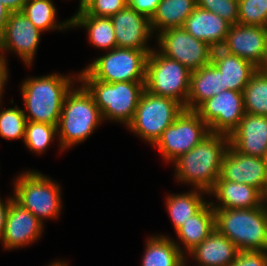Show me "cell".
<instances>
[{"instance_id": "cell-1", "label": "cell", "mask_w": 267, "mask_h": 266, "mask_svg": "<svg viewBox=\"0 0 267 266\" xmlns=\"http://www.w3.org/2000/svg\"><path fill=\"white\" fill-rule=\"evenodd\" d=\"M229 145V136L210 133L193 149L172 161L177 181L209 192L220 177Z\"/></svg>"}, {"instance_id": "cell-2", "label": "cell", "mask_w": 267, "mask_h": 266, "mask_svg": "<svg viewBox=\"0 0 267 266\" xmlns=\"http://www.w3.org/2000/svg\"><path fill=\"white\" fill-rule=\"evenodd\" d=\"M75 77L57 73L29 77L22 82L21 93L27 121L58 126L66 94L72 89Z\"/></svg>"}, {"instance_id": "cell-3", "label": "cell", "mask_w": 267, "mask_h": 266, "mask_svg": "<svg viewBox=\"0 0 267 266\" xmlns=\"http://www.w3.org/2000/svg\"><path fill=\"white\" fill-rule=\"evenodd\" d=\"M77 81L93 96L104 120H115L128 126L136 112L145 82L106 83L93 79L82 70Z\"/></svg>"}, {"instance_id": "cell-4", "label": "cell", "mask_w": 267, "mask_h": 266, "mask_svg": "<svg viewBox=\"0 0 267 266\" xmlns=\"http://www.w3.org/2000/svg\"><path fill=\"white\" fill-rule=\"evenodd\" d=\"M215 229L236 245L239 251H267V211L213 208Z\"/></svg>"}, {"instance_id": "cell-5", "label": "cell", "mask_w": 267, "mask_h": 266, "mask_svg": "<svg viewBox=\"0 0 267 266\" xmlns=\"http://www.w3.org/2000/svg\"><path fill=\"white\" fill-rule=\"evenodd\" d=\"M103 118L93 96L81 84L66 94L57 126L60 150L86 140Z\"/></svg>"}, {"instance_id": "cell-6", "label": "cell", "mask_w": 267, "mask_h": 266, "mask_svg": "<svg viewBox=\"0 0 267 266\" xmlns=\"http://www.w3.org/2000/svg\"><path fill=\"white\" fill-rule=\"evenodd\" d=\"M14 201L30 211L41 222L58 218L61 209V188L39 171H25L14 181Z\"/></svg>"}, {"instance_id": "cell-7", "label": "cell", "mask_w": 267, "mask_h": 266, "mask_svg": "<svg viewBox=\"0 0 267 266\" xmlns=\"http://www.w3.org/2000/svg\"><path fill=\"white\" fill-rule=\"evenodd\" d=\"M191 71L180 62L152 50L146 63L145 90L151 94L172 98L187 109Z\"/></svg>"}, {"instance_id": "cell-8", "label": "cell", "mask_w": 267, "mask_h": 266, "mask_svg": "<svg viewBox=\"0 0 267 266\" xmlns=\"http://www.w3.org/2000/svg\"><path fill=\"white\" fill-rule=\"evenodd\" d=\"M185 107L178 101L157 96L144 90L136 108L130 131L155 145L163 131L182 113Z\"/></svg>"}, {"instance_id": "cell-9", "label": "cell", "mask_w": 267, "mask_h": 266, "mask_svg": "<svg viewBox=\"0 0 267 266\" xmlns=\"http://www.w3.org/2000/svg\"><path fill=\"white\" fill-rule=\"evenodd\" d=\"M151 51L116 47L92 61L84 70L93 79L106 83L145 82L146 63Z\"/></svg>"}, {"instance_id": "cell-10", "label": "cell", "mask_w": 267, "mask_h": 266, "mask_svg": "<svg viewBox=\"0 0 267 266\" xmlns=\"http://www.w3.org/2000/svg\"><path fill=\"white\" fill-rule=\"evenodd\" d=\"M210 134L209 126L195 110L184 109L162 133L154 146L167 162L187 153Z\"/></svg>"}, {"instance_id": "cell-11", "label": "cell", "mask_w": 267, "mask_h": 266, "mask_svg": "<svg viewBox=\"0 0 267 266\" xmlns=\"http://www.w3.org/2000/svg\"><path fill=\"white\" fill-rule=\"evenodd\" d=\"M156 34L159 52L180 62L191 72L211 62L213 48L195 39L183 27L169 28Z\"/></svg>"}, {"instance_id": "cell-12", "label": "cell", "mask_w": 267, "mask_h": 266, "mask_svg": "<svg viewBox=\"0 0 267 266\" xmlns=\"http://www.w3.org/2000/svg\"><path fill=\"white\" fill-rule=\"evenodd\" d=\"M195 111L209 126L210 133L230 136L245 114L243 92L224 90L204 101Z\"/></svg>"}, {"instance_id": "cell-13", "label": "cell", "mask_w": 267, "mask_h": 266, "mask_svg": "<svg viewBox=\"0 0 267 266\" xmlns=\"http://www.w3.org/2000/svg\"><path fill=\"white\" fill-rule=\"evenodd\" d=\"M221 49L260 69L267 59V27L239 23L231 25Z\"/></svg>"}, {"instance_id": "cell-14", "label": "cell", "mask_w": 267, "mask_h": 266, "mask_svg": "<svg viewBox=\"0 0 267 266\" xmlns=\"http://www.w3.org/2000/svg\"><path fill=\"white\" fill-rule=\"evenodd\" d=\"M41 32L22 11L11 13L0 38V54L5 57L6 51H13L30 67L40 43Z\"/></svg>"}, {"instance_id": "cell-15", "label": "cell", "mask_w": 267, "mask_h": 266, "mask_svg": "<svg viewBox=\"0 0 267 266\" xmlns=\"http://www.w3.org/2000/svg\"><path fill=\"white\" fill-rule=\"evenodd\" d=\"M220 177L250 185L264 194L267 188V158L242 154L229 145L223 158Z\"/></svg>"}, {"instance_id": "cell-16", "label": "cell", "mask_w": 267, "mask_h": 266, "mask_svg": "<svg viewBox=\"0 0 267 266\" xmlns=\"http://www.w3.org/2000/svg\"><path fill=\"white\" fill-rule=\"evenodd\" d=\"M111 19L118 48L153 50L147 46V41L154 33L149 18L137 13L127 5L114 14Z\"/></svg>"}, {"instance_id": "cell-17", "label": "cell", "mask_w": 267, "mask_h": 266, "mask_svg": "<svg viewBox=\"0 0 267 266\" xmlns=\"http://www.w3.org/2000/svg\"><path fill=\"white\" fill-rule=\"evenodd\" d=\"M43 225V222L30 211L13 201L8 210L1 239L3 246L11 250L31 244L42 235Z\"/></svg>"}, {"instance_id": "cell-18", "label": "cell", "mask_w": 267, "mask_h": 266, "mask_svg": "<svg viewBox=\"0 0 267 266\" xmlns=\"http://www.w3.org/2000/svg\"><path fill=\"white\" fill-rule=\"evenodd\" d=\"M229 142L242 154L267 158V116L245 113Z\"/></svg>"}, {"instance_id": "cell-19", "label": "cell", "mask_w": 267, "mask_h": 266, "mask_svg": "<svg viewBox=\"0 0 267 266\" xmlns=\"http://www.w3.org/2000/svg\"><path fill=\"white\" fill-rule=\"evenodd\" d=\"M230 26L219 15L196 6L183 28L195 39L204 41L215 49L223 46Z\"/></svg>"}, {"instance_id": "cell-20", "label": "cell", "mask_w": 267, "mask_h": 266, "mask_svg": "<svg viewBox=\"0 0 267 266\" xmlns=\"http://www.w3.org/2000/svg\"><path fill=\"white\" fill-rule=\"evenodd\" d=\"M208 195H215L214 197L218 200V204L210 202L213 208L251 209L263 206V194L258 189L250 185L223 180L221 177L217 179Z\"/></svg>"}, {"instance_id": "cell-21", "label": "cell", "mask_w": 267, "mask_h": 266, "mask_svg": "<svg viewBox=\"0 0 267 266\" xmlns=\"http://www.w3.org/2000/svg\"><path fill=\"white\" fill-rule=\"evenodd\" d=\"M211 63L222 74L223 91L229 89L243 92L251 76L258 70L252 63L221 48L213 49Z\"/></svg>"}, {"instance_id": "cell-22", "label": "cell", "mask_w": 267, "mask_h": 266, "mask_svg": "<svg viewBox=\"0 0 267 266\" xmlns=\"http://www.w3.org/2000/svg\"><path fill=\"white\" fill-rule=\"evenodd\" d=\"M239 249L216 229L189 252L199 266H230Z\"/></svg>"}, {"instance_id": "cell-23", "label": "cell", "mask_w": 267, "mask_h": 266, "mask_svg": "<svg viewBox=\"0 0 267 266\" xmlns=\"http://www.w3.org/2000/svg\"><path fill=\"white\" fill-rule=\"evenodd\" d=\"M223 91L222 74L211 62L191 72L187 110H196L204 101Z\"/></svg>"}, {"instance_id": "cell-24", "label": "cell", "mask_w": 267, "mask_h": 266, "mask_svg": "<svg viewBox=\"0 0 267 266\" xmlns=\"http://www.w3.org/2000/svg\"><path fill=\"white\" fill-rule=\"evenodd\" d=\"M215 229L214 209L210 202L207 203L193 216L183 223L176 234L184 245L185 252L189 253L202 243Z\"/></svg>"}, {"instance_id": "cell-25", "label": "cell", "mask_w": 267, "mask_h": 266, "mask_svg": "<svg viewBox=\"0 0 267 266\" xmlns=\"http://www.w3.org/2000/svg\"><path fill=\"white\" fill-rule=\"evenodd\" d=\"M71 26L85 27L93 46L110 51L117 47L113 22L108 17H96L80 11L71 17Z\"/></svg>"}, {"instance_id": "cell-26", "label": "cell", "mask_w": 267, "mask_h": 266, "mask_svg": "<svg viewBox=\"0 0 267 266\" xmlns=\"http://www.w3.org/2000/svg\"><path fill=\"white\" fill-rule=\"evenodd\" d=\"M196 7V0H161L150 18L152 31L183 27Z\"/></svg>"}, {"instance_id": "cell-27", "label": "cell", "mask_w": 267, "mask_h": 266, "mask_svg": "<svg viewBox=\"0 0 267 266\" xmlns=\"http://www.w3.org/2000/svg\"><path fill=\"white\" fill-rule=\"evenodd\" d=\"M183 251L177 241L167 236L149 237L141 266H178L186 256Z\"/></svg>"}, {"instance_id": "cell-28", "label": "cell", "mask_w": 267, "mask_h": 266, "mask_svg": "<svg viewBox=\"0 0 267 266\" xmlns=\"http://www.w3.org/2000/svg\"><path fill=\"white\" fill-rule=\"evenodd\" d=\"M202 193L208 194L204 190L194 188L188 193L168 195L166 205L175 231L207 203L202 198Z\"/></svg>"}, {"instance_id": "cell-29", "label": "cell", "mask_w": 267, "mask_h": 266, "mask_svg": "<svg viewBox=\"0 0 267 266\" xmlns=\"http://www.w3.org/2000/svg\"><path fill=\"white\" fill-rule=\"evenodd\" d=\"M56 10L52 0H28L22 12L42 32L55 28L62 31L72 27L71 18L62 23H56Z\"/></svg>"}, {"instance_id": "cell-30", "label": "cell", "mask_w": 267, "mask_h": 266, "mask_svg": "<svg viewBox=\"0 0 267 266\" xmlns=\"http://www.w3.org/2000/svg\"><path fill=\"white\" fill-rule=\"evenodd\" d=\"M245 113L267 116V76L258 69L243 90Z\"/></svg>"}, {"instance_id": "cell-31", "label": "cell", "mask_w": 267, "mask_h": 266, "mask_svg": "<svg viewBox=\"0 0 267 266\" xmlns=\"http://www.w3.org/2000/svg\"><path fill=\"white\" fill-rule=\"evenodd\" d=\"M57 133L55 125L27 121L24 143L29 150L42 154L58 135Z\"/></svg>"}, {"instance_id": "cell-32", "label": "cell", "mask_w": 267, "mask_h": 266, "mask_svg": "<svg viewBox=\"0 0 267 266\" xmlns=\"http://www.w3.org/2000/svg\"><path fill=\"white\" fill-rule=\"evenodd\" d=\"M24 112L25 110L18 106L0 110V136L2 138L7 140L21 138L24 141L27 124Z\"/></svg>"}, {"instance_id": "cell-33", "label": "cell", "mask_w": 267, "mask_h": 266, "mask_svg": "<svg viewBox=\"0 0 267 266\" xmlns=\"http://www.w3.org/2000/svg\"><path fill=\"white\" fill-rule=\"evenodd\" d=\"M238 23L267 27V0H238Z\"/></svg>"}, {"instance_id": "cell-34", "label": "cell", "mask_w": 267, "mask_h": 266, "mask_svg": "<svg viewBox=\"0 0 267 266\" xmlns=\"http://www.w3.org/2000/svg\"><path fill=\"white\" fill-rule=\"evenodd\" d=\"M196 6L219 15L231 25L238 23V0H196Z\"/></svg>"}, {"instance_id": "cell-35", "label": "cell", "mask_w": 267, "mask_h": 266, "mask_svg": "<svg viewBox=\"0 0 267 266\" xmlns=\"http://www.w3.org/2000/svg\"><path fill=\"white\" fill-rule=\"evenodd\" d=\"M127 5V0H93L83 11L87 15L111 18Z\"/></svg>"}, {"instance_id": "cell-36", "label": "cell", "mask_w": 267, "mask_h": 266, "mask_svg": "<svg viewBox=\"0 0 267 266\" xmlns=\"http://www.w3.org/2000/svg\"><path fill=\"white\" fill-rule=\"evenodd\" d=\"M230 266H267V251H239Z\"/></svg>"}, {"instance_id": "cell-37", "label": "cell", "mask_w": 267, "mask_h": 266, "mask_svg": "<svg viewBox=\"0 0 267 266\" xmlns=\"http://www.w3.org/2000/svg\"><path fill=\"white\" fill-rule=\"evenodd\" d=\"M128 6L133 8L137 13L151 18L156 12L157 6L161 0H127Z\"/></svg>"}, {"instance_id": "cell-38", "label": "cell", "mask_w": 267, "mask_h": 266, "mask_svg": "<svg viewBox=\"0 0 267 266\" xmlns=\"http://www.w3.org/2000/svg\"><path fill=\"white\" fill-rule=\"evenodd\" d=\"M6 200L7 201L3 203L0 198V240L3 237L4 230H5L6 217H7L10 205L14 201V198L8 197Z\"/></svg>"}, {"instance_id": "cell-39", "label": "cell", "mask_w": 267, "mask_h": 266, "mask_svg": "<svg viewBox=\"0 0 267 266\" xmlns=\"http://www.w3.org/2000/svg\"><path fill=\"white\" fill-rule=\"evenodd\" d=\"M7 62L6 58L0 54V104H1V98L3 94V88L5 87L7 83L8 78V70H7Z\"/></svg>"}, {"instance_id": "cell-40", "label": "cell", "mask_w": 267, "mask_h": 266, "mask_svg": "<svg viewBox=\"0 0 267 266\" xmlns=\"http://www.w3.org/2000/svg\"><path fill=\"white\" fill-rule=\"evenodd\" d=\"M28 0H1L3 5L11 12H20L23 10Z\"/></svg>"}, {"instance_id": "cell-41", "label": "cell", "mask_w": 267, "mask_h": 266, "mask_svg": "<svg viewBox=\"0 0 267 266\" xmlns=\"http://www.w3.org/2000/svg\"><path fill=\"white\" fill-rule=\"evenodd\" d=\"M10 14L11 12L3 5V3L0 0V38L4 33Z\"/></svg>"}, {"instance_id": "cell-42", "label": "cell", "mask_w": 267, "mask_h": 266, "mask_svg": "<svg viewBox=\"0 0 267 266\" xmlns=\"http://www.w3.org/2000/svg\"><path fill=\"white\" fill-rule=\"evenodd\" d=\"M93 0H80V5L77 13L83 11Z\"/></svg>"}, {"instance_id": "cell-43", "label": "cell", "mask_w": 267, "mask_h": 266, "mask_svg": "<svg viewBox=\"0 0 267 266\" xmlns=\"http://www.w3.org/2000/svg\"><path fill=\"white\" fill-rule=\"evenodd\" d=\"M48 266H67V262L65 263V262H61V261H56L55 260V262H53V263H50V265H48Z\"/></svg>"}, {"instance_id": "cell-44", "label": "cell", "mask_w": 267, "mask_h": 266, "mask_svg": "<svg viewBox=\"0 0 267 266\" xmlns=\"http://www.w3.org/2000/svg\"><path fill=\"white\" fill-rule=\"evenodd\" d=\"M266 204H267V188H266V190H265V192L263 194V206L267 211V205Z\"/></svg>"}, {"instance_id": "cell-45", "label": "cell", "mask_w": 267, "mask_h": 266, "mask_svg": "<svg viewBox=\"0 0 267 266\" xmlns=\"http://www.w3.org/2000/svg\"><path fill=\"white\" fill-rule=\"evenodd\" d=\"M185 264L187 265L186 256L181 260V262L179 263L178 266H186ZM197 266H199V265H197Z\"/></svg>"}, {"instance_id": "cell-46", "label": "cell", "mask_w": 267, "mask_h": 266, "mask_svg": "<svg viewBox=\"0 0 267 266\" xmlns=\"http://www.w3.org/2000/svg\"><path fill=\"white\" fill-rule=\"evenodd\" d=\"M260 70L267 76V65L261 67Z\"/></svg>"}]
</instances>
